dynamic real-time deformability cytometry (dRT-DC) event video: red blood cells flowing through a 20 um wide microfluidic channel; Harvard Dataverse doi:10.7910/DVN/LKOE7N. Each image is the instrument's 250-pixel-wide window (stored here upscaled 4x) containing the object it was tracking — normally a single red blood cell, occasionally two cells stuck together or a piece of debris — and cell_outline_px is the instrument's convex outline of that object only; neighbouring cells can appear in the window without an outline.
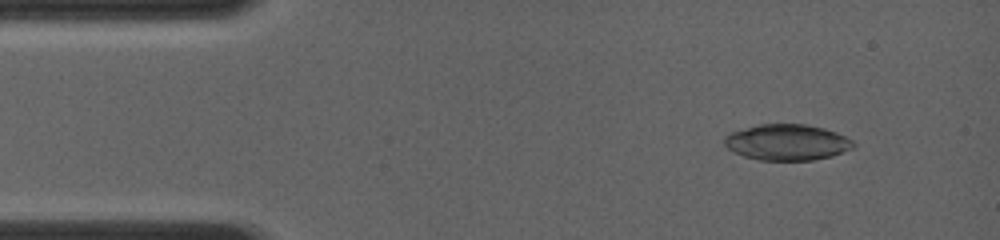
{"species": "common noctule bat (a hibernating species)", "species_latin": "Nyctalus noctula", "temperature_condition": "room temperature", "stored_images_in_passage": 5, "camera_frame_rate_fps": 4000, "um_per_image_px": 0.085, "animal": {"sex": "female", "body_mass_g": 19.0, "forearm_length_mm": 56.7}, "frame": {"image": 1, "passage_image": 2, "time_ms": 1.0, "image_size_px": [1000, 240], "cell_outline_px": [[856, 148], [832, 156], [812, 160], [760, 160], [744, 156], [728, 148], [724, 144], [724, 136], [732, 132], [760, 124], [804, 124], [824, 128], [836, 132], [852, 140], [856, 144]], "centroid_in_image_um": [66.95, 12.1], "position_along_channel_um": 18.1, "area_um2": 26.99}}